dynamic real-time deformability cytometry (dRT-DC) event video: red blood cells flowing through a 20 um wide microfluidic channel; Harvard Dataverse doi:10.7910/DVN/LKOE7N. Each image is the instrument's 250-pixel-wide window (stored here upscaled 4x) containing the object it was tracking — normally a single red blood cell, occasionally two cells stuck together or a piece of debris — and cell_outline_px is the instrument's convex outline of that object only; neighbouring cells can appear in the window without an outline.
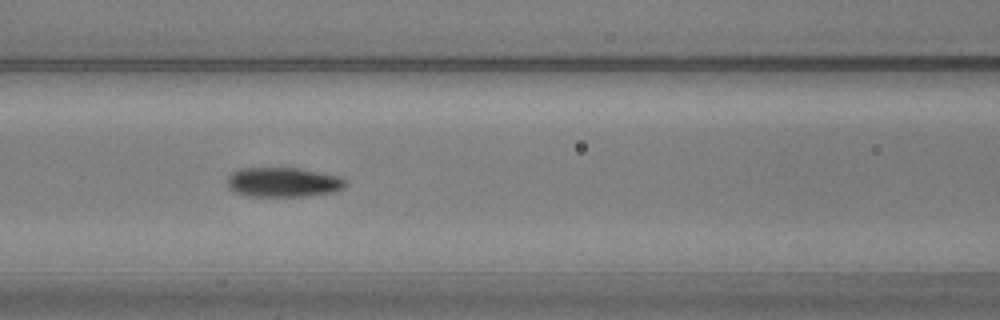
{"species": "common noctule bat (a hibernating species)", "species_latin": "Nyctalus noctula", "temperature_condition": "warm", "stored_images_in_passage": 43, "camera_frame_rate_fps": 3000, "um_per_image_px": 0.085, "animal": {"sex": "male", "body_mass_g": 20.5, "forearm_length_mm": 52.5}, "frame": {"image": 1, "passage_image": 10, "time_ms": 3.0, "image_size_px": [1000, 320], "cell_outline_px": [[344, 188], [332, 192], [304, 196], [252, 196], [236, 192], [228, 188], [228, 176], [232, 172], [240, 168], [300, 168], [340, 176], [344, 180]], "centroid_in_image_um": [24.06, 15.48], "position_along_channel_um": 142.5, "area_um2": 20.23}}
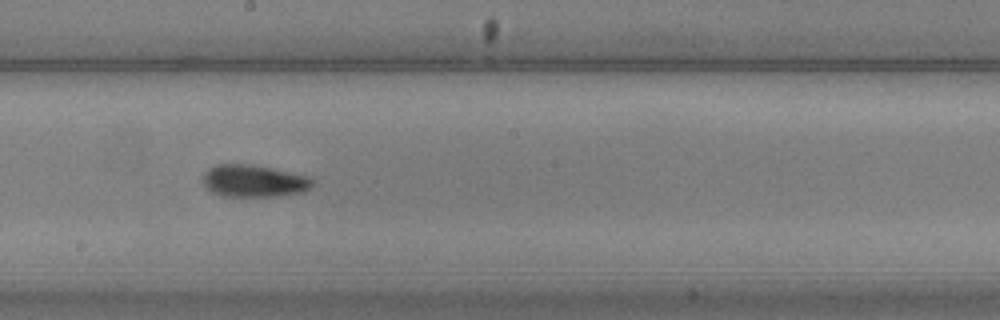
{"frame": {"image": 2, "passage_image": 17, "time_ms": 5.333, "image_size_px": [1000, 320], "cell_outline_px": [[316, 180], [304, 192], [280, 196], [220, 196], [212, 192], [204, 184], [204, 172], [208, 168], [216, 164], [244, 164], [272, 168], [308, 176]], "centroid_in_image_um": [21.59, 15.38], "position_along_channel_um": 226.6, "area_um2": 20.52}}
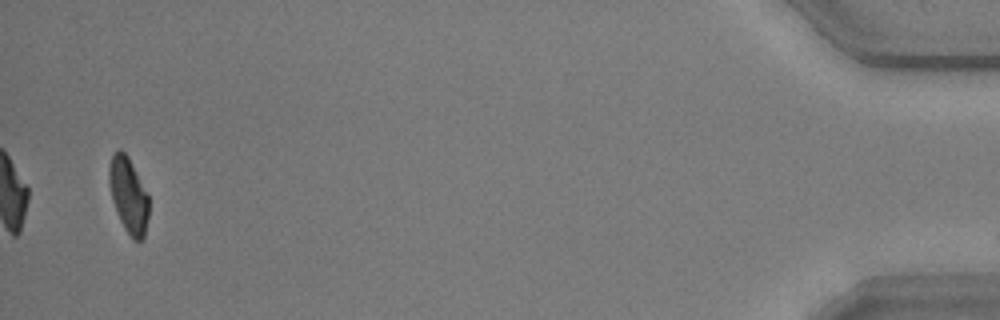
{"frame": {"image": 3, "passage_image": 41, "time_ms": 13.333, "image_size_px": [1000, 320], "cell_outline_px": [[148, 216], [144, 236], [140, 240], [136, 240], [124, 228], [120, 220], [112, 200], [108, 180], [108, 168], [112, 152], [116, 148], [120, 148], [128, 156], [148, 192]], "centroid_in_image_um": [10.9, 16.5], "position_along_channel_um": 424.3, "area_um2": 17.57}, "authors_computed_cell_mechanics": {"area_um2": 19.7676, "velocity_mm_per_s": 3.607, "shape_relaxation_time_tau1_ms": 3.7659, "shape_relaxation_time_tau2_ms": 6.8019, "deformation_change_tau1": 0.1105, "deformation_change_tau2": 0.114}}